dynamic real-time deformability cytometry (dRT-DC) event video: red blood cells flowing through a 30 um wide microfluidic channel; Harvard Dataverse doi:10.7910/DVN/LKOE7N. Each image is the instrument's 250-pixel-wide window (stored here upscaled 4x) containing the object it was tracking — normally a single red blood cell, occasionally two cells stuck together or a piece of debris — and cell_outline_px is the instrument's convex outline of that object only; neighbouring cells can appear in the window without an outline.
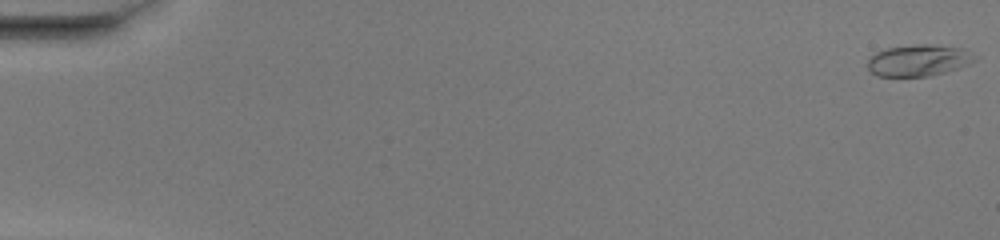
{"species": "common noctule bat (a hibernating species)", "species_latin": "Nyctalus noctula", "temperature_condition": "warm", "stored_images_in_passage": 51, "camera_frame_rate_fps": 3000, "um_per_image_px": 0.085, "animal": {"sex": "female", "body_mass_g": 20.0, "forearm_length_mm": 54.0}, "frame": {"image": 1, "passage_image": 1, "time_ms": 0.0, "image_size_px": [1000, 240], "cell_outline_px": [[980, 56], [976, 60], [968, 64], [944, 72], [928, 76], [876, 76], [868, 68], [868, 60], [876, 52], [888, 48], [920, 44], [928, 44], [964, 48]], "centroid_in_image_um": [78.13, 5.12], "position_along_channel_um": 6.9, "area_um2": 19.59}}
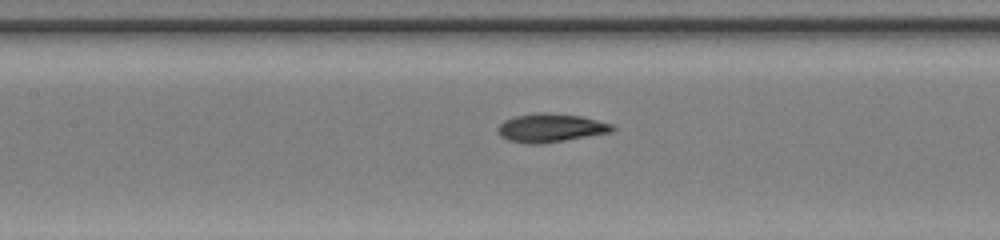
{"frame": {"image": 2, "passage_image": 25, "time_ms": 8.0, "image_size_px": [1000, 240], "cell_outline_px": [[616, 132], [544, 144], [528, 144], [508, 140], [500, 136], [496, 128], [504, 120], [516, 116], [536, 112], [548, 112], [580, 116], [612, 124], [616, 128]], "centroid_in_image_um": [46.83, 10.88], "position_along_channel_um": 160.6, "area_um2": 19.42}}
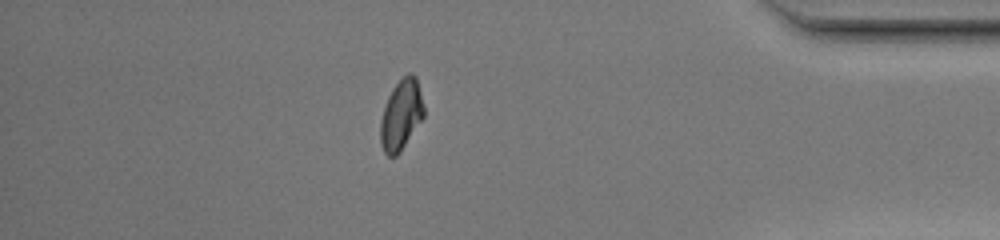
{"frame": {"image": 3, "passage_image": 45, "time_ms": 14.667, "image_size_px": [1000, 240], "cell_outline_px": [[424, 116], [400, 152], [396, 156], [388, 156], [384, 152], [380, 144], [380, 120], [388, 96], [392, 88], [408, 72], [412, 72], [416, 76], [424, 108]], "centroid_in_image_um": [34.08, 9.76], "position_along_channel_um": 401.1, "area_um2": 17.74}, "authors_computed_cell_mechanics": {"area_um2": 18.6694, "velocity_mm_per_s": 4.1132, "shape_relaxation_time_tau1_ms": 4.3925, "shape_relaxation_time_tau2_ms": 1.8431, "deformation_change_tau1": 0.2272, "deformation_change_tau2": 0.0434}}